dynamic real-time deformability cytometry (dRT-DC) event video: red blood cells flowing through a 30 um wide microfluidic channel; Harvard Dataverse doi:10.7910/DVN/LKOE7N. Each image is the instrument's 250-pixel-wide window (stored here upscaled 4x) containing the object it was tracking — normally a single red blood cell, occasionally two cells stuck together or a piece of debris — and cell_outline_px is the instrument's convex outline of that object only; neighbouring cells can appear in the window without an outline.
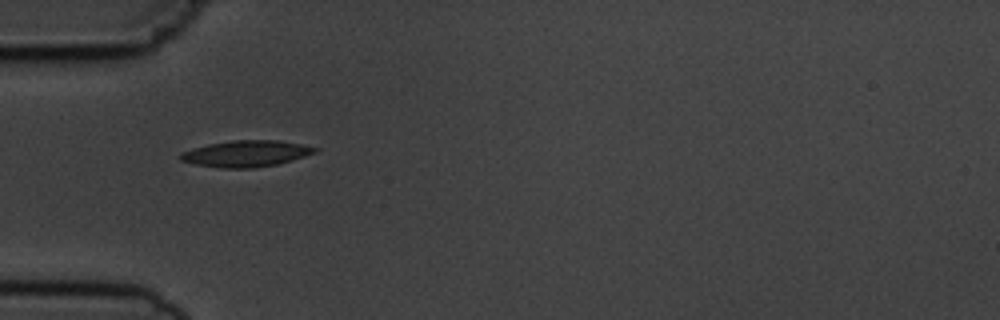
{"species": "common noctule bat (a hibernating species)", "species_latin": "Nyctalus noctula", "temperature_condition": "cold", "stored_images_in_passage": 2, "camera_frame_rate_fps": 3000, "um_per_image_px": 0.085, "animal": {"sex": "male", "body_mass_g": 19.5, "forearm_length_mm": 54.6}, "frame": {"image": 1, "passage_image": 1, "time_ms": 0.0, "image_size_px": [1000, 320], "cell_outline_px": [[320, 148], [316, 152], [292, 160], [276, 164], [252, 168], [224, 168], [196, 164], [180, 160], [180, 152], [192, 148], [208, 144], [232, 140], [280, 140]], "centroid_in_image_um": [20.91, 13.05], "position_along_channel_um": 64.1, "area_um2": 20.52}}
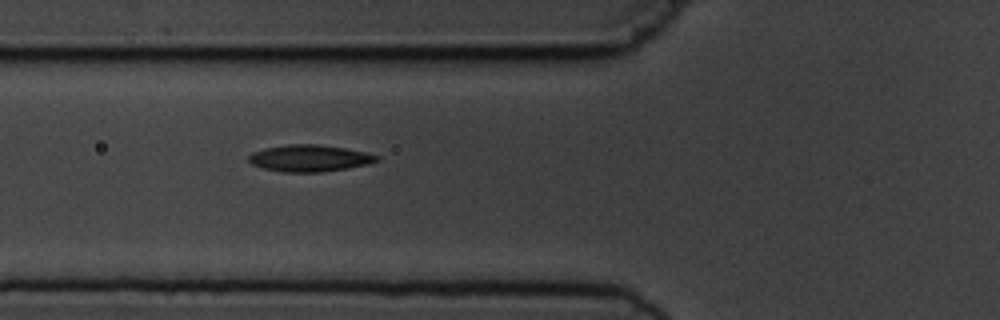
{"frame": {"image": 2, "passage_image": 2, "time_ms": 1.0, "image_size_px": [1000, 320], "cell_outline_px": [[380, 160], [368, 164], [348, 168], [320, 172], [284, 172], [264, 168], [252, 164], [248, 160], [248, 156], [252, 152], [264, 148], [288, 144], [316, 144], [344, 148], [364, 152], [380, 156]], "centroid_in_image_um": [26.31, 13.44], "position_along_channel_um": 99.5, "area_um2": 19.88}}